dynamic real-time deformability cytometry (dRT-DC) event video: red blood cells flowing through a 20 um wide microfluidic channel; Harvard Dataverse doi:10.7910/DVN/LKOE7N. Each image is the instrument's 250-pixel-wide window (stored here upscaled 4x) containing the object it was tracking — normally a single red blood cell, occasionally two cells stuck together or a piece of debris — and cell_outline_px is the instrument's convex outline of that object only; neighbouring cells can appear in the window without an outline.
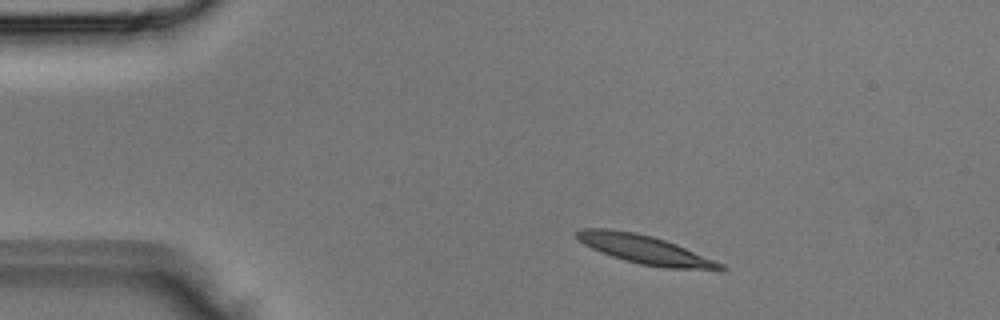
{"species": "Egyptian fruit bat (a non-hibernating species)", "species_latin": "Rousettus aegyptiacus", "temperature_condition": "room temperature", "stored_images_in_passage": 2, "camera_frame_rate_fps": 3000, "um_per_image_px": 0.085, "animal": {"sex": "male"}, "frame": {"image": 1, "passage_image": 1, "time_ms": 0.0, "image_size_px": [1000, 320], "cell_outline_px": [[728, 268], [724, 272], [720, 272], [664, 268], [640, 264], [624, 260], [600, 252], [584, 244], [576, 236], [576, 232], [580, 228], [608, 228], [632, 232], [652, 236], [676, 244], [724, 264]], "centroid_in_image_um": [54.94, 21.26], "position_along_channel_um": 30.1, "area_um2": 24.39}}